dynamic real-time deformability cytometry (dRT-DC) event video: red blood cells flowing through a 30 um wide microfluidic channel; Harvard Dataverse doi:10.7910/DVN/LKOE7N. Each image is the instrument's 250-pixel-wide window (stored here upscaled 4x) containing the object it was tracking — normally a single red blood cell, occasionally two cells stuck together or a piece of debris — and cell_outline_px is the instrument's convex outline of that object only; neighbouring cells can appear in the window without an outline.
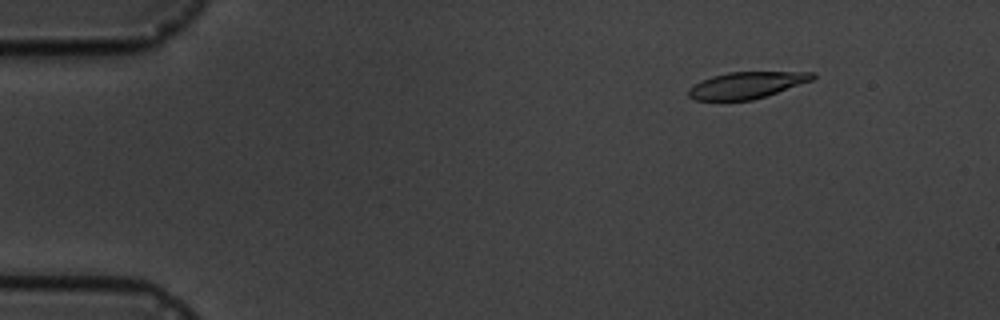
{"species": "common noctule bat (a hibernating species)", "species_latin": "Nyctalus noctula", "temperature_condition": "cold", "stored_images_in_passage": 5, "camera_frame_rate_fps": 3000, "um_per_image_px": 0.085, "animal": {"sex": "male", "body_mass_g": 19.5, "forearm_length_mm": 54.6}, "frame": {"image": 1, "passage_image": 2, "time_ms": 1.333, "image_size_px": [1000, 320], "cell_outline_px": [[816, 76], [812, 80], [752, 100], [696, 100], [688, 96], [688, 88], [700, 80], [712, 76], [728, 72], [816, 72]], "centroid_in_image_um": [63.42, 7.23], "position_along_channel_um": 21.6, "area_um2": 19.02}}
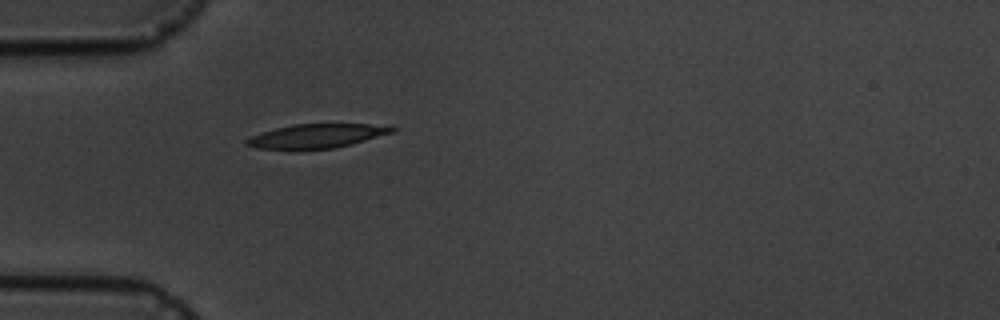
{"frame": {"image": 2, "passage_image": 5, "time_ms": 4.667, "image_size_px": [1000, 320], "cell_outline_px": [[396, 128], [392, 132], [352, 144], [332, 148], [296, 152], [288, 152], [256, 148], [244, 144], [244, 140], [252, 136], [276, 128], [292, 124], [392, 124]], "centroid_in_image_um": [26.86, 11.6], "position_along_channel_um": 58.1, "area_um2": 21.21}}